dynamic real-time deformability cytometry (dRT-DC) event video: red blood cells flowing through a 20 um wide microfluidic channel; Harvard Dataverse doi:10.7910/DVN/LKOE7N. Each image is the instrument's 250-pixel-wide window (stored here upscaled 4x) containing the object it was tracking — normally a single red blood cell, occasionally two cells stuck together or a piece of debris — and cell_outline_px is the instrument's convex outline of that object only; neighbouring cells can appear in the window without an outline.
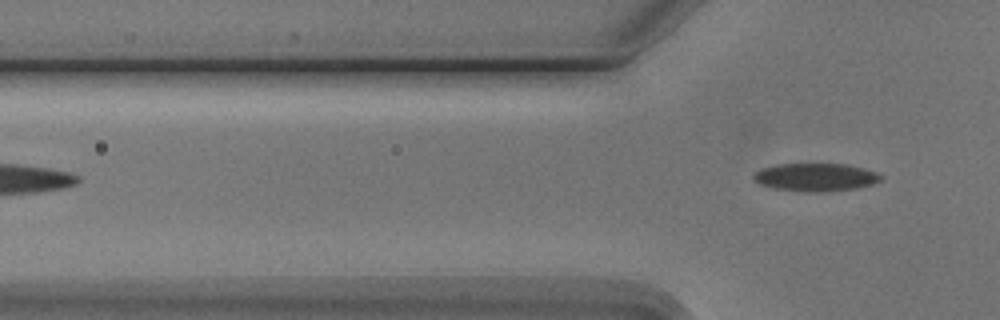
{"species": "Egyptian fruit bat (a non-hibernating species)", "species_latin": "Rousettus aegyptiacus", "temperature_condition": "cold", "stored_images_in_passage": 6, "camera_frame_rate_fps": 3000, "um_per_image_px": 0.085, "animal": {"sex": "male"}, "frame": {"image": 1, "passage_image": 6, "time_ms": 6.667, "image_size_px": [1000, 320], "cell_outline_px": [[884, 176], [880, 180], [872, 184], [856, 188], [824, 192], [804, 192], [772, 188], [760, 184], [752, 180], [752, 176], [756, 172], [764, 168], [776, 164], [848, 164], [864, 168], [876, 172]], "centroid_in_image_um": [69.32, 15.07], "position_along_channel_um": 56.5, "area_um2": 20.87}}